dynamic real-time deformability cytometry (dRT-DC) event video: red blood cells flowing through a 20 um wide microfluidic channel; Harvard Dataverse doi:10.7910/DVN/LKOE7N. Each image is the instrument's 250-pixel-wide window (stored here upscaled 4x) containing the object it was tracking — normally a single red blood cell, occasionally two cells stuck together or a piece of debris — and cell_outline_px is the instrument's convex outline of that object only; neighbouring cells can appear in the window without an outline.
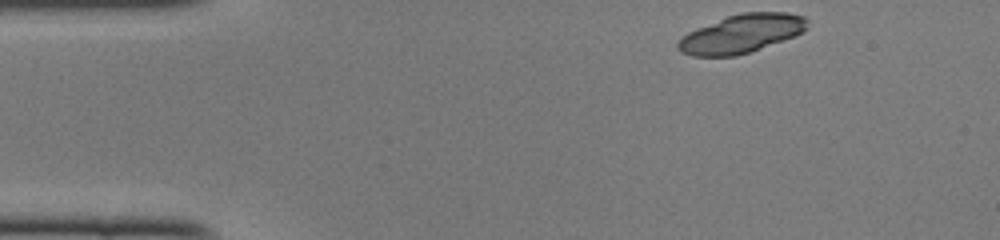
{"species": "common noctule bat (a hibernating species)", "species_latin": "Nyctalus noctula", "temperature_condition": "cold", "stored_images_in_passage": 43, "camera_frame_rate_fps": 3000, "um_per_image_px": 0.085, "animal": {"sex": "female", "body_mass_g": 22.0, "forearm_length_mm": 56.7}, "frame": {"image": 1, "passage_image": 1, "time_ms": 0.0, "image_size_px": [1000, 240], "cell_outline_px": [[808, 28], [796, 36], [736, 56], [692, 56], [680, 52], [676, 48], [676, 44], [688, 32], [696, 28], [728, 16], [740, 12], [788, 12], [804, 16], [808, 20]], "centroid_in_image_um": [63.04, 2.86], "position_along_channel_um": 22.0, "area_um2": 29.02}, "authors_computed_cell_mechanics": {"area_um2": 17.629, "velocity_mm_per_s": 4.1046, "shape_relaxation_time_tau1_ms": null, "shape_relaxation_time_tau2_ms": 2.4145, "deformation_change_tau1": null, "deformation_change_tau2": 0.057}}